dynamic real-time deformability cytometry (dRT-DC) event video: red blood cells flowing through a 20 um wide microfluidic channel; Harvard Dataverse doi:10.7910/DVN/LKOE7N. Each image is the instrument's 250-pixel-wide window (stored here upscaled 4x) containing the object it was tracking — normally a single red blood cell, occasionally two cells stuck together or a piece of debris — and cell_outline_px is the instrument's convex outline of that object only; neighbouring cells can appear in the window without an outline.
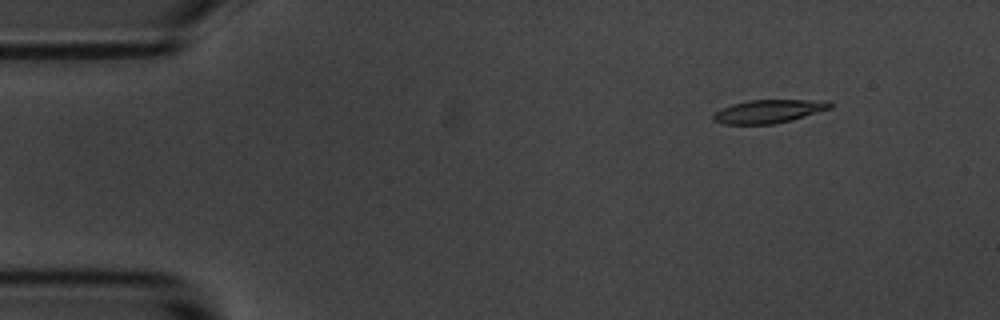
{"species": "common noctule bat (a hibernating species)", "species_latin": "Nyctalus noctula", "temperature_condition": "room temperature", "stored_images_in_passage": 5, "camera_frame_rate_fps": 3000, "um_per_image_px": 0.085, "animal": {"sex": "male", "body_mass_g": 20.1, "forearm_length_mm": 53.5}, "frame": {"image": 1, "passage_image": 2, "time_ms": 1.333, "image_size_px": [1000, 320], "cell_outline_px": [[832, 108], [792, 120], [772, 124], [724, 124], [712, 120], [712, 116], [720, 108], [732, 104], [748, 100], [828, 100], [832, 104]], "centroid_in_image_um": [65.34, 9.46], "position_along_channel_um": 19.7, "area_um2": 15.95}}
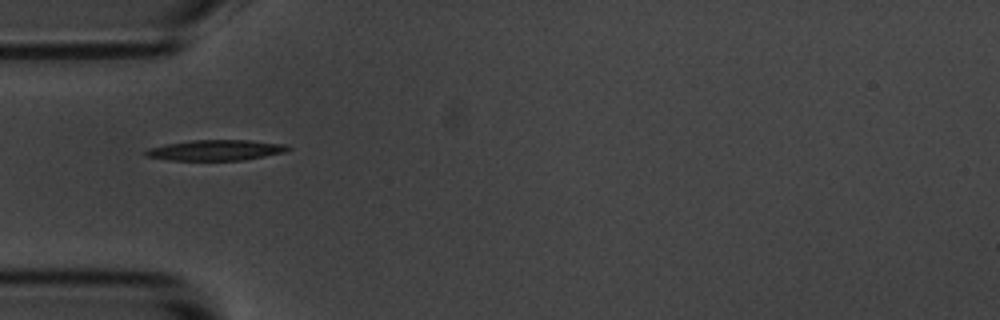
{"frame": {"image": 2, "passage_image": 5, "time_ms": 5.0, "image_size_px": [1000, 320], "cell_outline_px": [[292, 148], [284, 152], [244, 160], [168, 160], [144, 156], [144, 152], [148, 148], [164, 144], [192, 140], [248, 140], [288, 144]], "centroid_in_image_um": [18.33, 12.76], "position_along_channel_um": 66.7, "area_um2": 17.17}}